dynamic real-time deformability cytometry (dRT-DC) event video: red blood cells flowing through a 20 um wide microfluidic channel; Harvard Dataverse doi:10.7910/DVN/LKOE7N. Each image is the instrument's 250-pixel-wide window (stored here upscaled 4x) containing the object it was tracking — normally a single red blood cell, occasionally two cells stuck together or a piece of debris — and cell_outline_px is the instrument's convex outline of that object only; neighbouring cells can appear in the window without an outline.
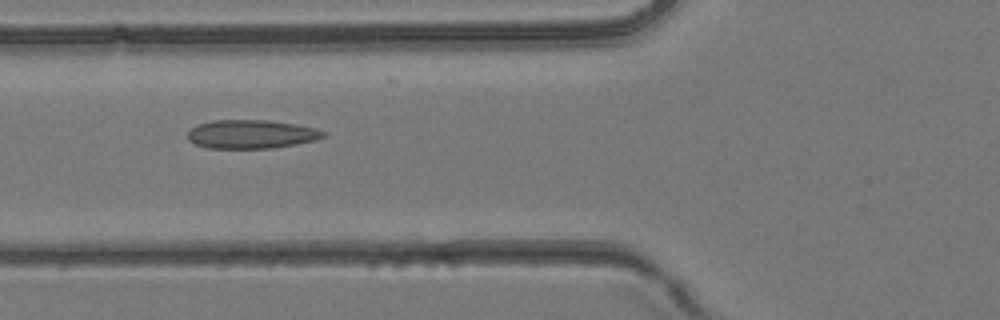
{"species": "common noctule bat (a hibernating species)", "species_latin": "Nyctalus noctula", "temperature_condition": "room temperature", "stored_images_in_passage": 6, "camera_frame_rate_fps": 3000, "um_per_image_px": 0.085, "animal": {"sex": "female", "body_mass_g": 24.6, "forearm_length_mm": 56.2}, "frame": {"image": 1, "passage_image": 5, "time_ms": 1.333, "image_size_px": [1000, 320], "cell_outline_px": [[324, 136], [316, 140], [296, 144], [272, 148], [208, 148], [196, 144], [188, 140], [188, 132], [192, 128], [200, 124], [212, 120], [268, 120], [296, 124], [316, 128], [324, 132]], "centroid_in_image_um": [21.36, 11.4], "position_along_channel_um": 104.4, "area_um2": 22.54}}
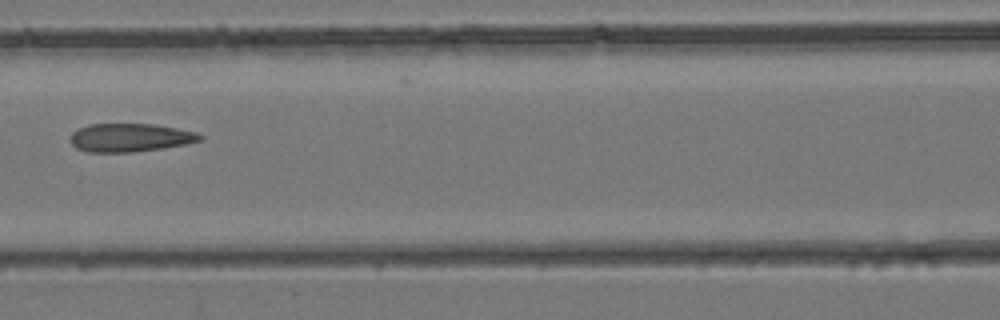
{"frame": {"image": 2, "passage_image": 6, "time_ms": 1.667, "image_size_px": [1000, 320], "cell_outline_px": [[204, 136], [200, 140], [184, 144], [164, 148], [132, 152], [88, 152], [76, 148], [72, 144], [72, 132], [88, 124], [156, 124], [196, 132]], "centroid_in_image_um": [11.06, 11.69], "position_along_channel_um": 155.5, "area_um2": 21.27}}